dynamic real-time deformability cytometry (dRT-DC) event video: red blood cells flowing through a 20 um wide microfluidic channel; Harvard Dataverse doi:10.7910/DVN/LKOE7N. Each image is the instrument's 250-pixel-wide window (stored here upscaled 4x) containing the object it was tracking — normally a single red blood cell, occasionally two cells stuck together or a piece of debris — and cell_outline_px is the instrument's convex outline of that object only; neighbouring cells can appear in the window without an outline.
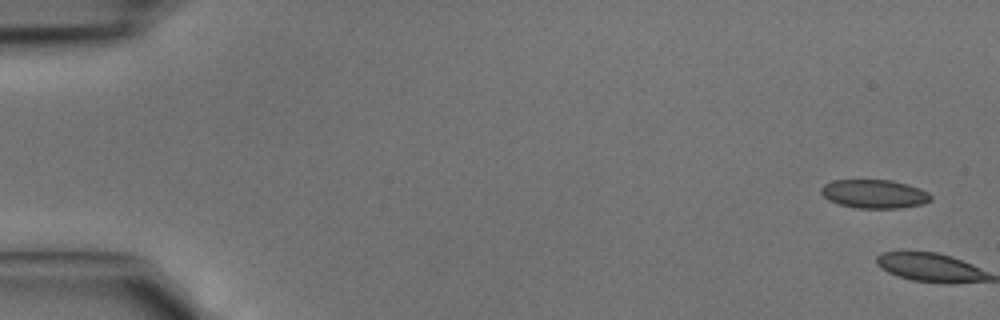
{"species": "common noctule bat (a hibernating species)", "species_latin": "Nyctalus noctula", "temperature_condition": "cold", "stored_images_in_passage": 5, "camera_frame_rate_fps": 3000, "um_per_image_px": 0.085, "animal": {"sex": "male", "body_mass_g": 15.6}, "frame": {"image": 1, "passage_image": 1, "time_ms": 0.0, "image_size_px": [1000, 320], "cell_outline_px": [[932, 200], [924, 204], [900, 208], [856, 208], [840, 204], [828, 200], [820, 192], [820, 188], [824, 184], [832, 180], [892, 180], [908, 184], [920, 188], [928, 192], [932, 196]], "centroid_in_image_um": [74.33, 16.48], "position_along_channel_um": 10.7, "area_um2": 18.5}}